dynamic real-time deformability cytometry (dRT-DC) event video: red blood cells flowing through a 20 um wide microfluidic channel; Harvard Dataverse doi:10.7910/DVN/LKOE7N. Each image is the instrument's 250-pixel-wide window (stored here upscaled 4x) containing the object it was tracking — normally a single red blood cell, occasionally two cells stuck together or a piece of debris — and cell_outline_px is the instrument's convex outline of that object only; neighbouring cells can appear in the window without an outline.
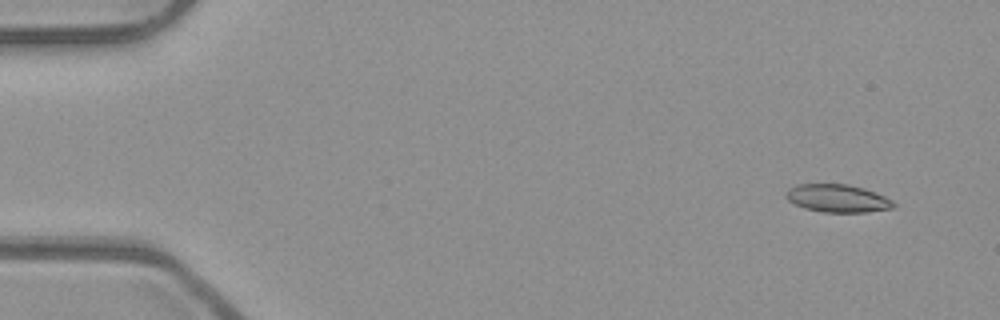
{"species": "common noctule bat (a hibernating species)", "species_latin": "Nyctalus noctula", "temperature_condition": "room temperature", "stored_images_in_passage": 50, "camera_frame_rate_fps": 3000, "um_per_image_px": 0.085, "animal": {"sex": "male", "body_mass_g": 23.1, "forearm_length_mm": 52.7}, "frame": {"image": 1, "passage_image": 1, "time_ms": 0.0, "image_size_px": [1000, 320], "cell_outline_px": [[896, 204], [892, 208], [864, 212], [824, 212], [804, 208], [788, 200], [784, 196], [784, 192], [788, 188], [800, 184], [844, 184], [864, 188], [884, 196], [892, 200]], "centroid_in_image_um": [71.15, 16.85], "position_along_channel_um": 13.8, "area_um2": 17.34}}
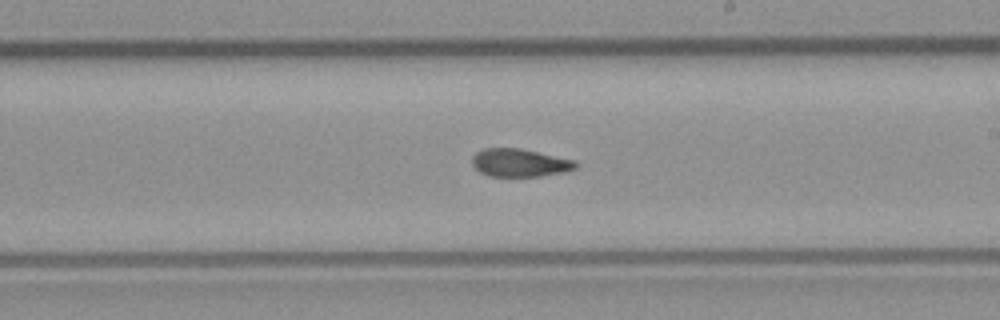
{"frame": {"image": 2, "passage_image": 28, "time_ms": 9.0, "image_size_px": [1000, 320], "cell_outline_px": [[580, 164], [576, 168], [568, 172], [540, 176], [488, 176], [480, 172], [472, 164], [472, 156], [476, 152], [484, 148], [520, 148], [576, 160]], "centroid_in_image_um": [44.22, 13.83], "position_along_channel_um": 244.8, "area_um2": 17.11}}
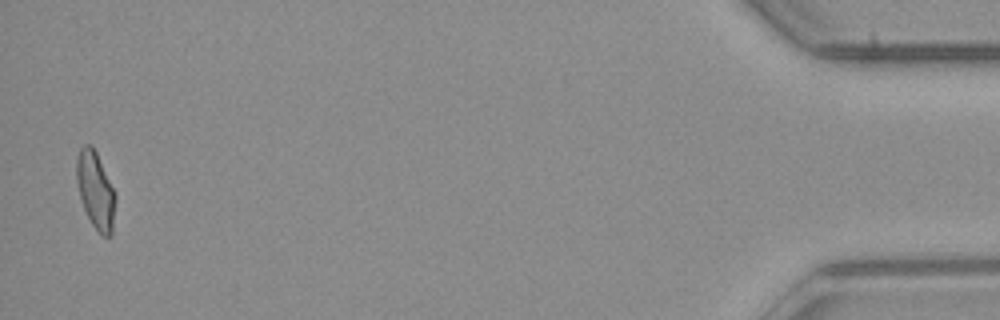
{"frame": {"image": 3, "passage_image": 49, "time_ms": 16.0, "image_size_px": [1000, 320], "cell_outline_px": [[116, 200], [112, 236], [100, 236], [92, 224], [84, 208], [80, 196], [76, 180], [76, 160], [80, 148], [84, 144], [92, 144], [96, 152], [116, 196]], "centroid_in_image_um": [8.12, 16.2], "position_along_channel_um": 427.1, "area_um2": 17.4}, "authors_computed_cell_mechanics": {"area_um2": 17.3978, "velocity_mm_per_s": 3.9465, "shape_relaxation_time_tau1_ms": null, "shape_relaxation_time_tau2_ms": 2.7228, "deformation_change_tau1": null, "deformation_change_tau2": 0.0965}}